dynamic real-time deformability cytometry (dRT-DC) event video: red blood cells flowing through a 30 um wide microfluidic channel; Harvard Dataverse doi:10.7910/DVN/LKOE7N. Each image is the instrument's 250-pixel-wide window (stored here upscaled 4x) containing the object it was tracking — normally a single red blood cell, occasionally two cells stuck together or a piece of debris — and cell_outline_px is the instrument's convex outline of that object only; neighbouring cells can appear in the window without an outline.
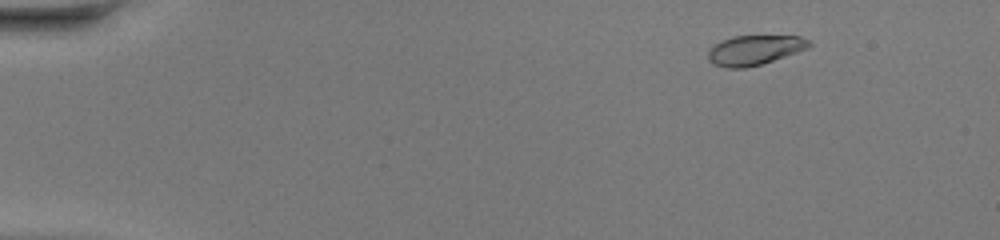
{"species": "common noctule bat (a hibernating species)", "species_latin": "Nyctalus noctula", "temperature_condition": "warm", "stored_images_in_passage": 48, "camera_frame_rate_fps": 3000, "um_per_image_px": 0.085, "animal": {"sex": "female", "body_mass_g": 20.0, "forearm_length_mm": 54.0}, "frame": {"image": 1, "passage_image": 6, "time_ms": 1.667, "image_size_px": [1000, 240], "cell_outline_px": [[812, 44], [808, 48], [760, 64], [744, 68], [728, 68], [712, 64], [708, 60], [708, 52], [720, 40], [732, 36], [800, 36], [808, 40]], "centroid_in_image_um": [64.1, 4.25], "position_along_channel_um": 20.9, "area_um2": 17.28}}
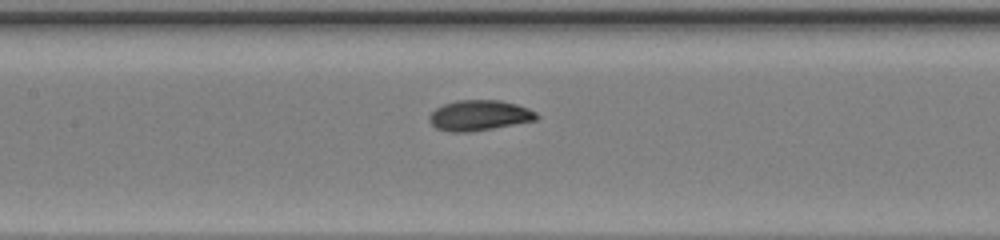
{"frame": {"image": 2, "passage_image": 24, "time_ms": 7.667, "image_size_px": [1000, 240], "cell_outline_px": [[540, 116], [536, 120], [492, 128], [468, 132], [452, 132], [436, 128], [428, 120], [428, 116], [436, 108], [444, 104], [456, 100], [500, 100], [516, 104], [528, 108], [536, 112]], "centroid_in_image_um": [40.73, 9.8], "position_along_channel_um": 166.7, "area_um2": 18.96}}
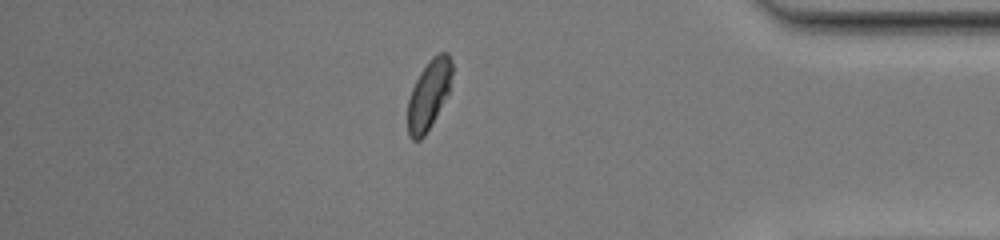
{"frame": {"image": 3, "passage_image": 42, "time_ms": 13.667, "image_size_px": [1000, 240], "cell_outline_px": [[452, 76], [448, 92], [424, 136], [420, 140], [412, 140], [408, 136], [408, 100], [412, 88], [420, 72], [432, 56], [440, 52], [448, 52], [452, 60]], "centroid_in_image_um": [36.44, 8.0], "position_along_channel_um": 398.8, "area_um2": 17.63}, "authors_computed_cell_mechanics": {"area_um2": 18.4093, "velocity_mm_per_s": 4.3253, "shape_relaxation_time_tau1_ms": 3.8156, "shape_relaxation_time_tau2_ms": null, "deformation_change_tau1": 0.1667, "deformation_change_tau2": null}}